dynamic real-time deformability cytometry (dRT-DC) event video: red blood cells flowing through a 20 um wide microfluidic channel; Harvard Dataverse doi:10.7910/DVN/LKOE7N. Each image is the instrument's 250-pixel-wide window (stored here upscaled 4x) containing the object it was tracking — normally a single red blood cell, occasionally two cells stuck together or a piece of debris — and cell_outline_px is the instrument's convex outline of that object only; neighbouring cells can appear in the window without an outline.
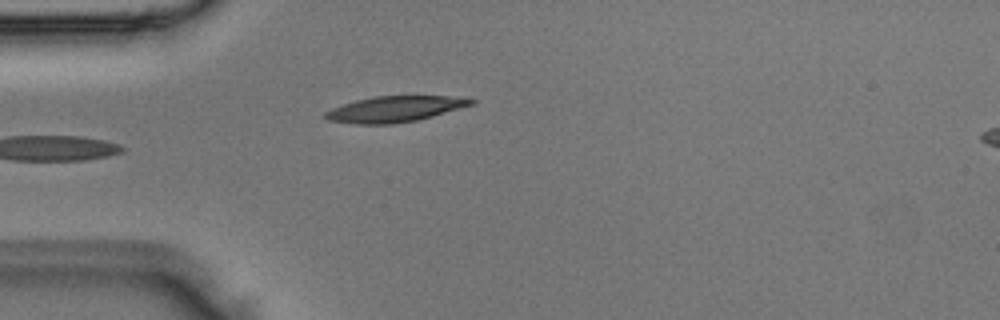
{"species": "Egyptian fruit bat (a non-hibernating species)", "species_latin": "Rousettus aegyptiacus", "temperature_condition": "room temperature", "stored_images_in_passage": 3, "camera_frame_rate_fps": 3000, "um_per_image_px": 0.085, "animal": {"sex": "male"}, "frame": {"image": 1, "passage_image": 3, "time_ms": 0.667, "image_size_px": [1000, 320], "cell_outline_px": [[476, 104], [432, 116], [416, 120], [392, 124], [356, 124], [328, 120], [324, 116], [324, 112], [332, 108], [356, 100], [376, 96], [448, 96], [476, 100]], "centroid_in_image_um": [33.56, 9.27], "position_along_channel_um": 51.4, "area_um2": 21.79}}